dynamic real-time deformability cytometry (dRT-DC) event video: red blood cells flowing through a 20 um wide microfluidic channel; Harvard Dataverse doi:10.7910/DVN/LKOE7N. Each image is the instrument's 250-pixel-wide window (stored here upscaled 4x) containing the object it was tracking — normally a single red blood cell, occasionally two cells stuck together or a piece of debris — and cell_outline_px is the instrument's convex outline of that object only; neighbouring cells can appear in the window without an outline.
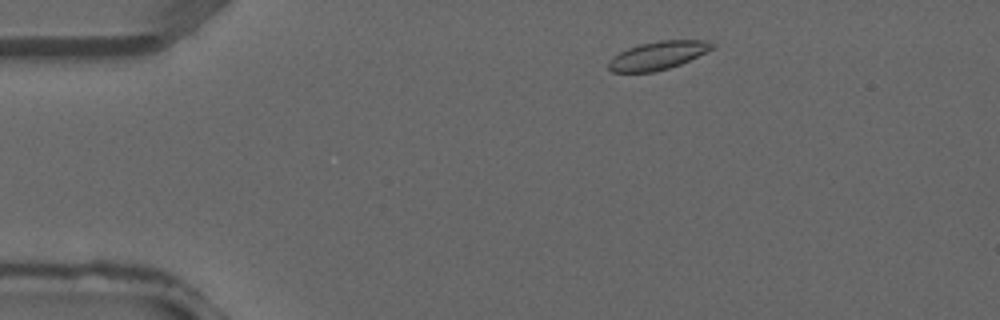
{"species": "common noctule bat (a hibernating species)", "species_latin": "Nyctalus noctula", "temperature_condition": "warm", "stored_images_in_passage": 35, "camera_frame_rate_fps": 3000, "um_per_image_px": 0.085, "animal": {"sex": "male", "forearm_length_mm": 52.5}, "frame": {"image": 1, "passage_image": 3, "time_ms": 0.667, "image_size_px": [1000, 320], "cell_outline_px": [[716, 48], [680, 64], [668, 68], [652, 72], [612, 72], [608, 68], [608, 60], [612, 56], [628, 48], [640, 44], [660, 40], [708, 40], [716, 44]], "centroid_in_image_um": [55.94, 4.7], "position_along_channel_um": 29.1, "area_um2": 17.17}}
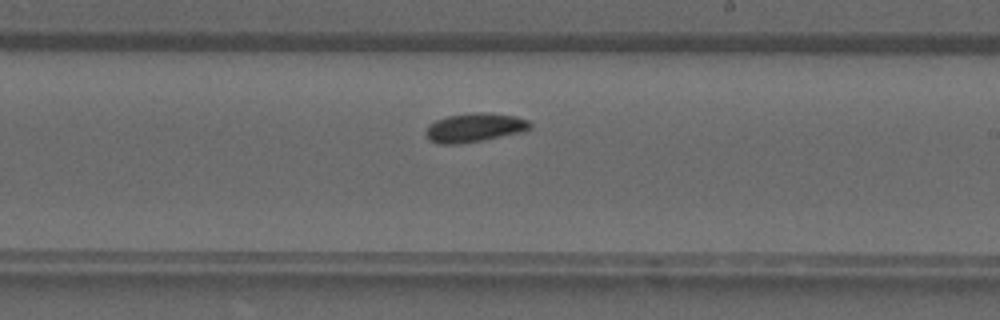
{"frame": {"image": 2, "passage_image": 19, "time_ms": 6.0, "image_size_px": [1000, 320], "cell_outline_px": [[532, 128], [520, 132], [484, 140], [460, 144], [440, 144], [428, 140], [424, 132], [428, 124], [436, 120], [448, 116], [472, 112], [484, 112], [516, 116], [528, 120], [532, 124]], "centroid_in_image_um": [40.31, 10.85], "position_along_channel_um": 248.7, "area_um2": 17.74}}
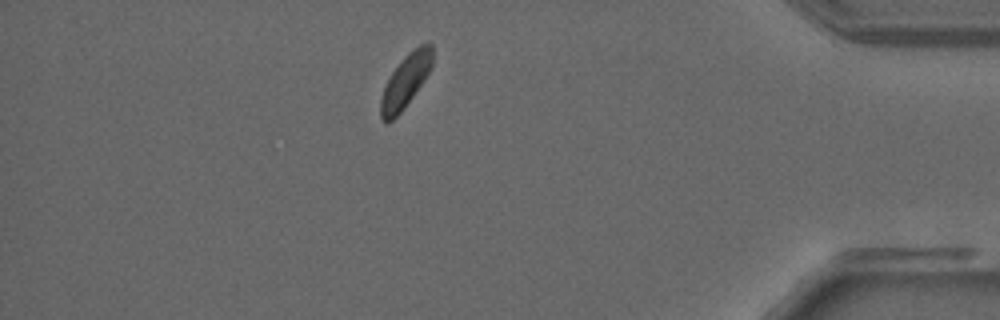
{"frame": {"image": 3, "passage_image": 30, "time_ms": 9.667, "image_size_px": [1000, 320], "cell_outline_px": [[432, 64], [428, 72], [404, 108], [388, 124], [384, 124], [380, 116], [380, 100], [384, 88], [392, 72], [404, 56], [408, 52], [420, 44], [428, 40], [432, 44]], "centroid_in_image_um": [34.45, 6.88], "position_along_channel_um": 400.7, "area_um2": 15.78}}